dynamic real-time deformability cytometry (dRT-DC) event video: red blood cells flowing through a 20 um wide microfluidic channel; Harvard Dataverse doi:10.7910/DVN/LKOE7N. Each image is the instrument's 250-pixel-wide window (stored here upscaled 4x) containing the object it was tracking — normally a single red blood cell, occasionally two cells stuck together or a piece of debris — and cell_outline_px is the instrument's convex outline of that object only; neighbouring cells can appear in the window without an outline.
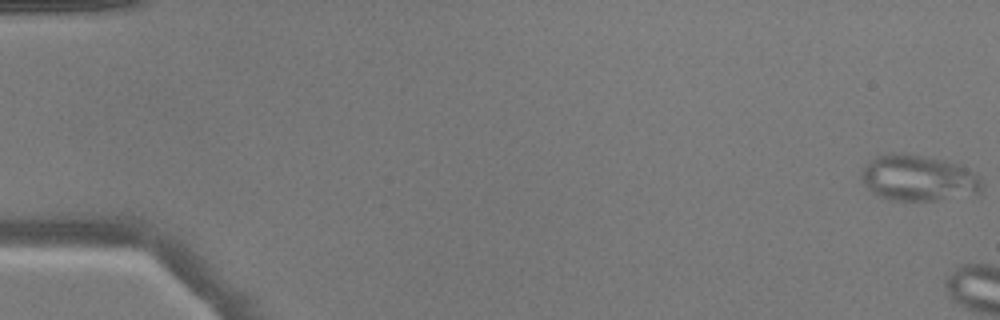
{"species": "common noctule bat (a hibernating species)", "species_latin": "Nyctalus noctula", "temperature_condition": "warm", "stored_images_in_passage": 5, "camera_frame_rate_fps": 3000, "um_per_image_px": 0.085, "animal": {"sex": "male", "body_mass_g": 17.9}, "frame": {"image": 1, "passage_image": 1, "time_ms": 0.0, "image_size_px": [1000, 320], "cell_outline_px": [[984, 188], [980, 196], [936, 200], [896, 200], [880, 196], [872, 192], [864, 184], [860, 176], [864, 168], [876, 156], [888, 152], [900, 152], [944, 160], [960, 164], [972, 172], [980, 180]], "centroid_in_image_um": [78.13, 15.15], "position_along_channel_um": 6.9, "area_um2": 32.54}}